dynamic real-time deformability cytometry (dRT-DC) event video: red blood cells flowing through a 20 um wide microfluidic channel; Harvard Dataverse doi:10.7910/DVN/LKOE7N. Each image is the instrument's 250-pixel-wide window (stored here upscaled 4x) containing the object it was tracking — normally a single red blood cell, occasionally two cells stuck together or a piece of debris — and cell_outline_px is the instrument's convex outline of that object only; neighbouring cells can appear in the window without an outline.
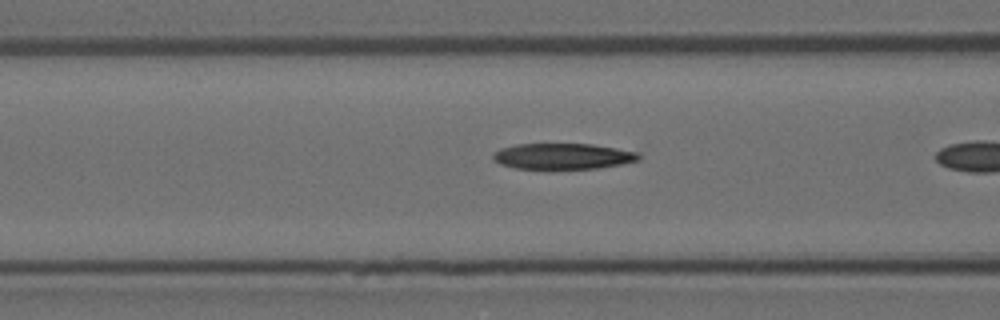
{"species": "Egyptian fruit bat (a non-hibernating species)", "species_latin": "Rousettus aegyptiacus", "temperature_condition": "room temperature", "stored_images_in_passage": 9, "camera_frame_rate_fps": 3000, "um_per_image_px": 0.085, "animal": {"sex": "female"}, "frame": {"image": 1, "passage_image": 7, "time_ms": 2.0, "image_size_px": [1000, 320], "cell_outline_px": [[640, 160], [620, 164], [596, 168], [552, 172], [548, 172], [516, 168], [500, 164], [492, 160], [492, 152], [500, 148], [516, 144], [592, 144], [640, 152]], "centroid_in_image_um": [47.78, 13.33], "position_along_channel_um": 118.8, "area_um2": 23.12}}